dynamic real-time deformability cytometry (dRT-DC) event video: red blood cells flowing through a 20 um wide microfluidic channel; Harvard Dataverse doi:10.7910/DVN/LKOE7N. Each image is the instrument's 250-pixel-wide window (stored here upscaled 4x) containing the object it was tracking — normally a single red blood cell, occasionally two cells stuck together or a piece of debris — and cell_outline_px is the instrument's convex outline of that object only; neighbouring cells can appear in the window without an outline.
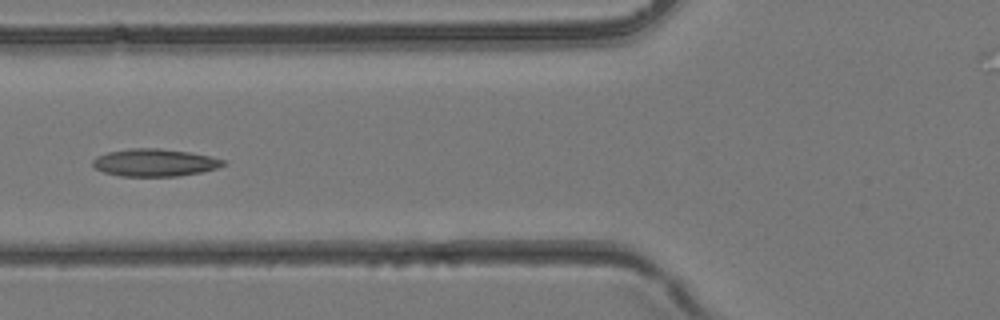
{"species": "common noctule bat (a hibernating species)", "species_latin": "Nyctalus noctula", "temperature_condition": "room temperature", "stored_images_in_passage": 34, "camera_frame_rate_fps": 3000, "um_per_image_px": 0.085, "animal": {"sex": "female", "body_mass_g": 24.6, "forearm_length_mm": 56.2}, "frame": {"image": 1, "passage_image": 15, "time_ms": 4.667, "image_size_px": [1000, 320], "cell_outline_px": [[228, 164], [216, 168], [200, 172], [176, 176], [120, 176], [104, 172], [96, 168], [92, 164], [92, 160], [96, 156], [108, 152], [128, 148], [160, 148], [188, 152], [208, 156], [224, 160]], "centroid_in_image_um": [13.12, 13.81], "position_along_channel_um": 112.7, "area_um2": 20.81}}
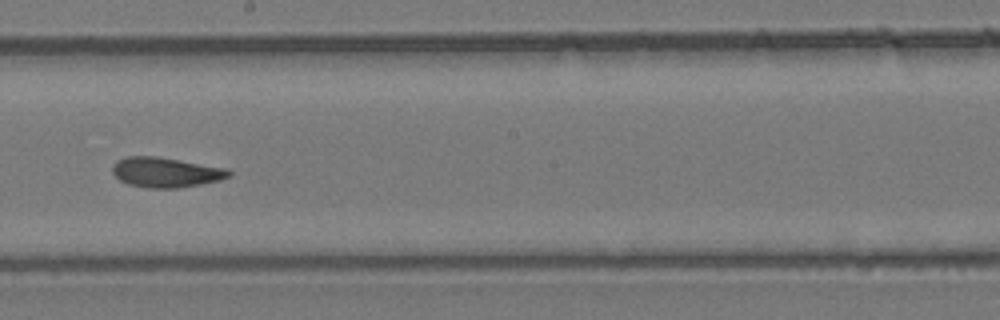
{"frame": {"image": 2, "passage_image": 22, "time_ms": 7.0, "image_size_px": [1000, 320], "cell_outline_px": [[232, 176], [220, 180], [200, 184], [176, 188], [148, 188], [128, 184], [120, 180], [112, 172], [112, 164], [116, 160], [128, 156], [156, 156], [228, 168], [232, 172]], "centroid_in_image_um": [14.1, 14.64], "position_along_channel_um": 234.1, "area_um2": 20.46}}
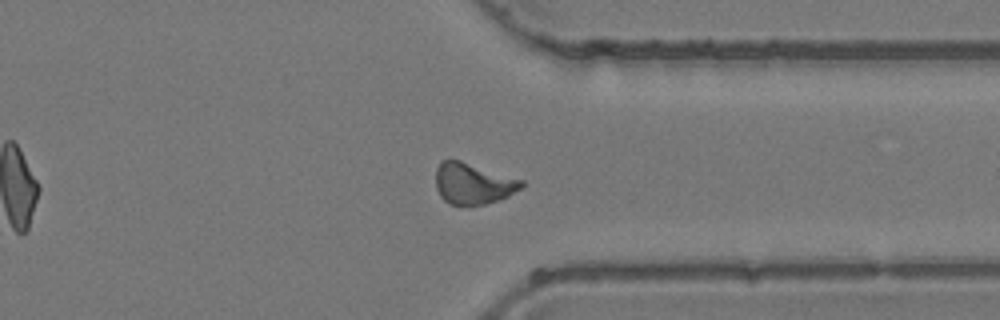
{"frame": {"image": 3, "passage_image": 30, "time_ms": 9.667, "image_size_px": [1000, 320], "cell_outline_px": [[524, 184], [520, 188], [508, 196], [484, 204], [448, 204], [440, 196], [436, 188], [436, 168], [440, 160], [460, 160], [524, 180]], "centroid_in_image_um": [40.18, 15.58], "position_along_channel_um": 371.2, "area_um2": 20.4}}